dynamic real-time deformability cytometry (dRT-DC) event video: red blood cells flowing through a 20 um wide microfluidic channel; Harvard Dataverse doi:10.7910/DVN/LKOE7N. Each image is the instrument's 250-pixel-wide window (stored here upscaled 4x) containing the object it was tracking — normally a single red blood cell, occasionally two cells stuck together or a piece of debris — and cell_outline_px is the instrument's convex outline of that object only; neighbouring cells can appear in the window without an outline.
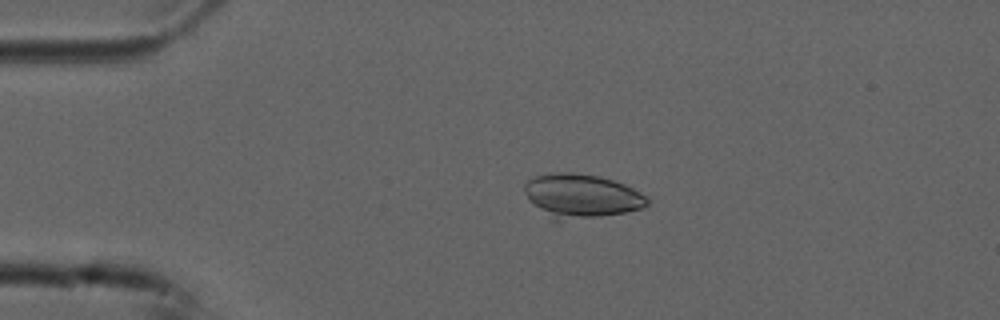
{"species": "common noctule bat (a hibernating species)", "species_latin": "Nyctalus noctula", "temperature_condition": "cold", "stored_images_in_passage": 7, "camera_frame_rate_fps": 3000, "um_per_image_px": 0.085, "animal": {"sex": "male", "forearm_length_mm": 52.5}, "frame": {"image": 1, "passage_image": 5, "time_ms": 1.333, "image_size_px": [1000, 320], "cell_outline_px": [[648, 204], [644, 208], [624, 212], [600, 216], [560, 220], [552, 220], [528, 200], [524, 192], [524, 184], [528, 180], [536, 176], [552, 172], [572, 172], [600, 176], [624, 184], [648, 196]], "centroid_in_image_um": [49.4, 16.64], "position_along_channel_um": 35.6, "area_um2": 31.33}}